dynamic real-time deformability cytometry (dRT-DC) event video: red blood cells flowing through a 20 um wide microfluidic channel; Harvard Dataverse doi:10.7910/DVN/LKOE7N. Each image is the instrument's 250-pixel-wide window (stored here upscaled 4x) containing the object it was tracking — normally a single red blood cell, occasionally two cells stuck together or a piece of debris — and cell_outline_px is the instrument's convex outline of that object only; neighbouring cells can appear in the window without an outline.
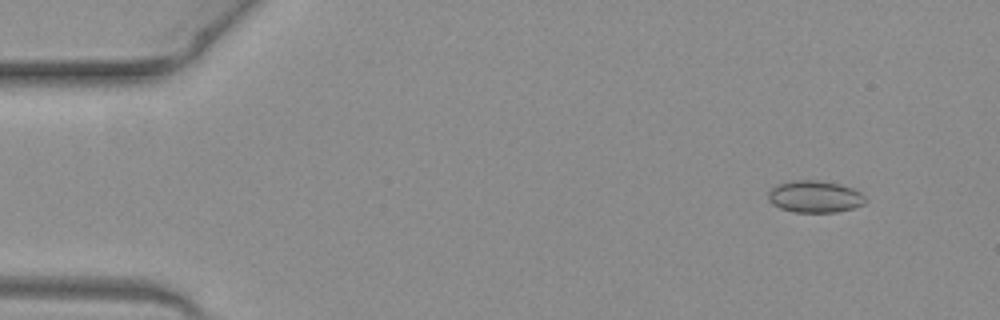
{"species": "common noctule bat (a hibernating species)", "species_latin": "Nyctalus noctula", "temperature_condition": "warm", "stored_images_in_passage": 51, "camera_frame_rate_fps": 3000, "um_per_image_px": 0.085, "animal": {"sex": "female", "body_mass_g": 19.3, "forearm_length_mm": 54.1}, "frame": {"image": 1, "passage_image": 4, "time_ms": 1.0, "image_size_px": [1000, 320], "cell_outline_px": [[868, 200], [864, 204], [852, 208], [836, 212], [792, 212], [780, 208], [772, 204], [768, 200], [768, 192], [776, 184], [796, 180], [816, 180], [840, 184], [852, 188], [860, 192]], "centroid_in_image_um": [69.25, 16.71], "position_along_channel_um": 15.8, "area_um2": 18.15}}
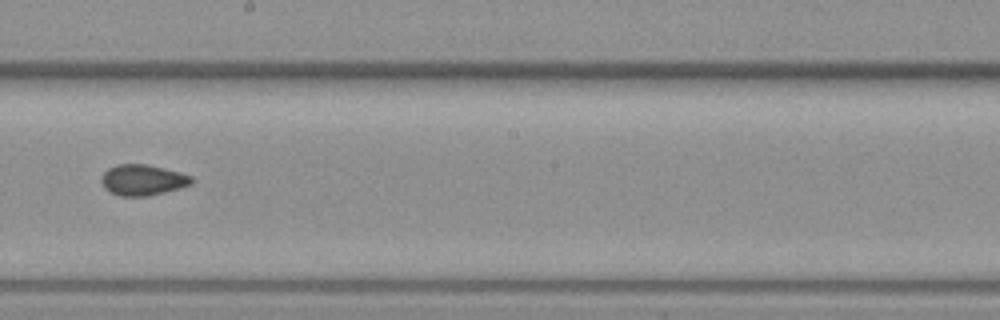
{"frame": {"image": 2, "passage_image": 28, "time_ms": 9.0, "image_size_px": [1000, 320], "cell_outline_px": [[196, 180], [192, 184], [180, 188], [148, 196], [120, 196], [108, 192], [104, 188], [100, 180], [100, 176], [108, 168], [116, 164], [148, 164], [180, 172], [192, 176]], "centroid_in_image_um": [12.12, 15.29], "position_along_channel_um": 236.1, "area_um2": 16.53}}
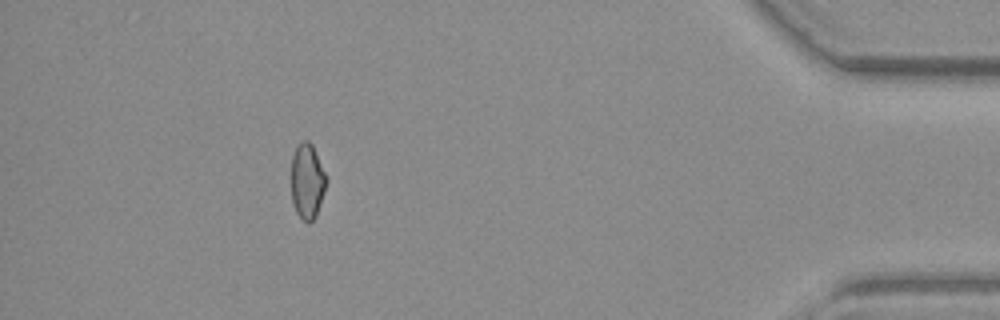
{"frame": {"image": 3, "passage_image": 45, "time_ms": 14.667, "image_size_px": [1000, 320], "cell_outline_px": [[328, 180], [316, 216], [308, 224], [296, 212], [292, 200], [292, 156], [300, 140], [308, 140], [312, 144]], "centroid_in_image_um": [26.12, 15.39], "position_along_channel_um": 409.1, "area_um2": 15.26}, "authors_computed_cell_mechanics": {"area_um2": 16.2996, "velocity_mm_per_s": 4.0909, "shape_relaxation_time_tau1_ms": null, "shape_relaxation_time_tau2_ms": 2.485, "deformation_change_tau1": null, "deformation_change_tau2": 0.0648}}